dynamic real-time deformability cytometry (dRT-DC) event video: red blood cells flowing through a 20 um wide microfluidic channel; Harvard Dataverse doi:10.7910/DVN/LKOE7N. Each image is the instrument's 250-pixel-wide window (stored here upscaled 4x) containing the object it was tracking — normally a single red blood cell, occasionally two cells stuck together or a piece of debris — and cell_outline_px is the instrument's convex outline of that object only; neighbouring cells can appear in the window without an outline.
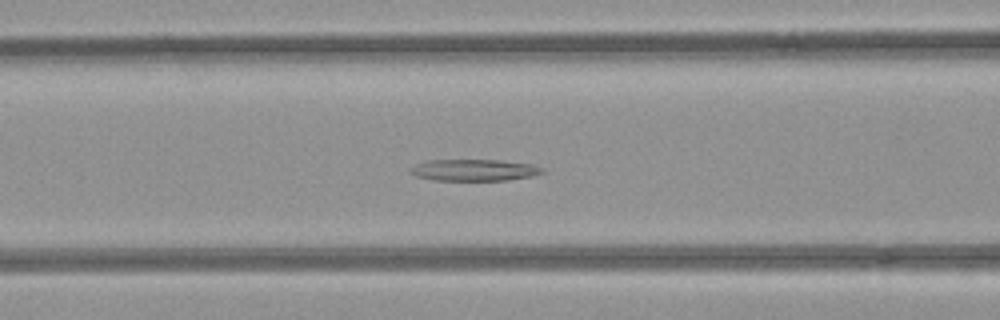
{"species": "common noctule bat (a hibernating species)", "species_latin": "Nyctalus noctula", "temperature_condition": "room temperature", "stored_images_in_passage": 44, "camera_frame_rate_fps": 3000, "um_per_image_px": 0.085, "animal": {"sex": "female", "body_mass_g": 21.9}, "frame": {"image": 1, "passage_image": 13, "time_ms": 4.0, "image_size_px": [1000, 320], "cell_outline_px": [[544, 172], [532, 176], [508, 180], [436, 180], [416, 176], [408, 172], [408, 168], [416, 164], [428, 160], [500, 160], [532, 164], [544, 168]], "centroid_in_image_um": [40.29, 14.45], "position_along_channel_um": 126.3, "area_um2": 16.65}}
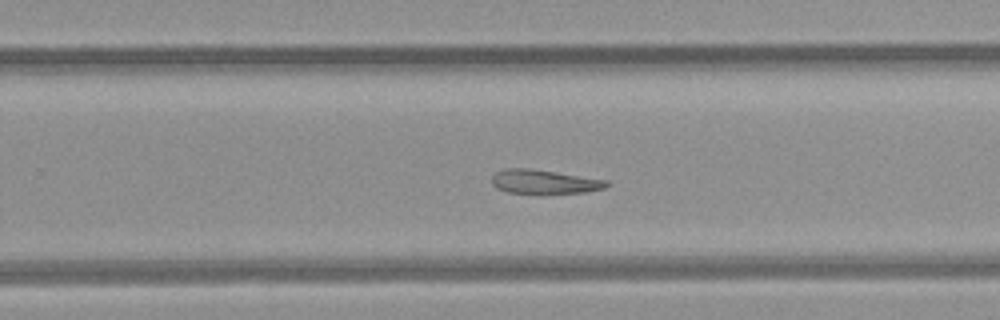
{"frame": {"image": 2, "passage_image": 25, "time_ms": 8.0, "image_size_px": [1000, 320], "cell_outline_px": [[612, 184], [604, 188], [584, 192], [508, 192], [496, 188], [492, 184], [492, 176], [496, 172], [504, 168], [532, 168], [608, 180]], "centroid_in_image_um": [46.27, 15.42], "position_along_channel_um": 283.5, "area_um2": 15.84}}
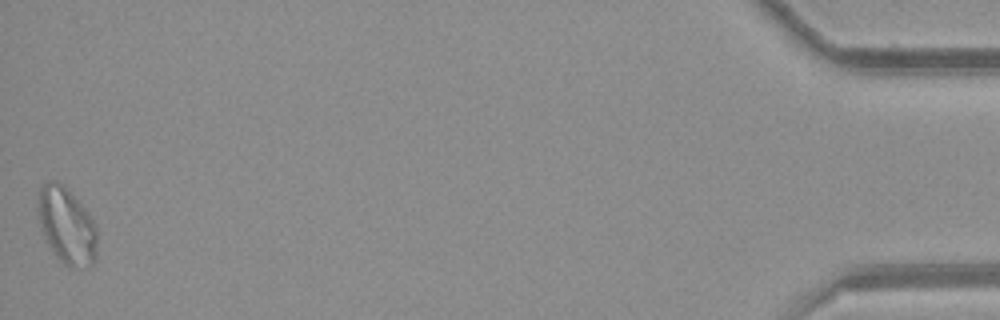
{"frame": {"image": 3, "passage_image": 44, "time_ms": 14.333, "image_size_px": [1000, 320], "cell_outline_px": [[96, 264], [88, 268], [68, 268], [56, 256], [48, 244], [44, 236], [40, 220], [36, 200], [36, 196], [40, 188], [48, 180], [56, 180], [64, 184], [80, 204], [92, 220], [96, 228]], "centroid_in_image_um": [5.66, 19.21], "position_along_channel_um": 429.5, "area_um2": 26.47}}